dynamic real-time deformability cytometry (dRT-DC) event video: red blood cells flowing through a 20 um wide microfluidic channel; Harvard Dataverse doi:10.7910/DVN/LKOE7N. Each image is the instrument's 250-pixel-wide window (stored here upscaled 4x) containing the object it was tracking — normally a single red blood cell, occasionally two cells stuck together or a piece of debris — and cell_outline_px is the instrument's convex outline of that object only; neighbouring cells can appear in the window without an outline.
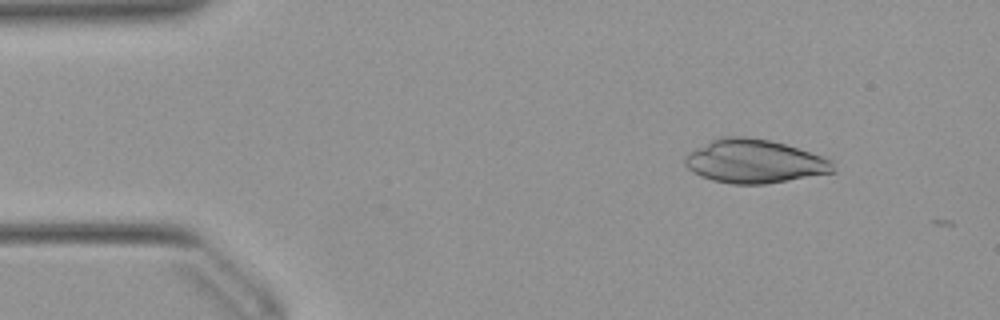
{"species": "Egyptian fruit bat (a non-hibernating species)", "species_latin": "Rousettus aegyptiacus", "temperature_condition": "warm", "stored_images_in_passage": 2, "camera_frame_rate_fps": 3000, "um_per_image_px": 0.085, "animal": {"sex": "female"}, "frame": {"image": 1, "passage_image": 1, "time_ms": 0.0, "image_size_px": [1000, 320], "cell_outline_px": [[836, 172], [764, 184], [732, 184], [712, 180], [700, 176], [692, 172], [684, 164], [684, 156], [688, 152], [720, 136], [744, 136], [768, 140], [784, 144], [836, 160]], "centroid_in_image_um": [64.14, 13.72], "position_along_channel_um": 20.9, "area_um2": 37.86}}